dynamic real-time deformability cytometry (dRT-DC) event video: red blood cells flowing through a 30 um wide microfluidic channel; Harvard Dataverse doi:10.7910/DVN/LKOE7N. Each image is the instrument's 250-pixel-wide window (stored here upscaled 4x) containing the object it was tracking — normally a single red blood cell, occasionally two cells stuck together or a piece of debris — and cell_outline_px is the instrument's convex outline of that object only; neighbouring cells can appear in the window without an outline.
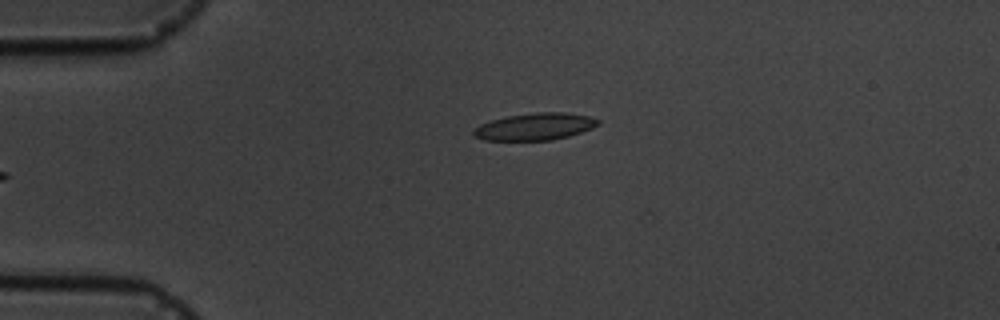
{"species": "common noctule bat (a hibernating species)", "species_latin": "Nyctalus noctula", "temperature_condition": "cold", "stored_images_in_passage": 4, "camera_frame_rate_fps": 3000, "um_per_image_px": 0.085, "animal": {"sex": "male", "body_mass_g": 19.5, "forearm_length_mm": 54.6}, "frame": {"image": 1, "passage_image": 4, "time_ms": 4.333, "image_size_px": [1000, 320], "cell_outline_px": [[600, 124], [592, 128], [568, 136], [552, 140], [484, 140], [476, 136], [472, 132], [480, 124], [492, 120], [508, 116], [536, 112], [564, 112], [588, 116], [600, 120]], "centroid_in_image_um": [45.5, 10.76], "position_along_channel_um": 39.5, "area_um2": 19.42}}